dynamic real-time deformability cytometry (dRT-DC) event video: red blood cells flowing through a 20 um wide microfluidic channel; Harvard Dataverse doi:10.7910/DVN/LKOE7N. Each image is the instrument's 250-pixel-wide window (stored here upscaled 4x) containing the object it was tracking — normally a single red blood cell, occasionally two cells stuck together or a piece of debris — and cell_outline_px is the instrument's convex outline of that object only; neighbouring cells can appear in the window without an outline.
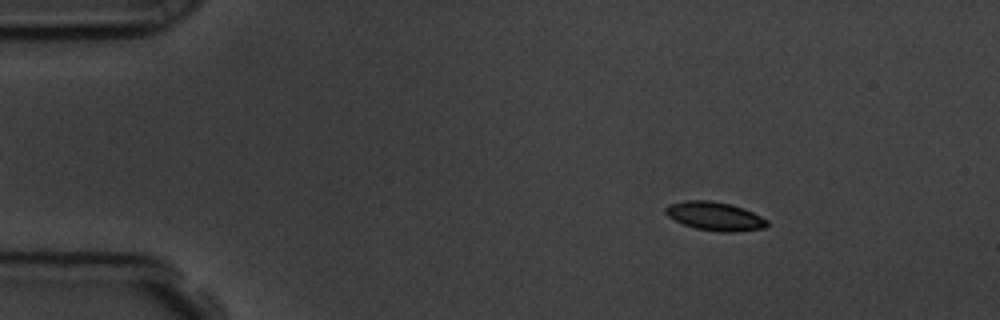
{"species": "common noctule bat (a hibernating species)", "species_latin": "Nyctalus noctula", "temperature_condition": "room temperature", "stored_images_in_passage": 52, "camera_frame_rate_fps": 3000, "um_per_image_px": 0.085, "animal": {"sex": "male", "body_mass_g": 19.5, "forearm_length_mm": 54.6}, "frame": {"image": 1, "passage_image": 3, "time_ms": 0.667, "image_size_px": [1000, 320], "cell_outline_px": [[768, 224], [764, 228], [736, 232], [720, 232], [696, 228], [684, 224], [668, 216], [664, 212], [664, 208], [668, 204], [684, 200], [708, 200], [728, 204], [752, 212], [768, 220]], "centroid_in_image_um": [60.73, 18.38], "position_along_channel_um": 24.3, "area_um2": 16.76}}
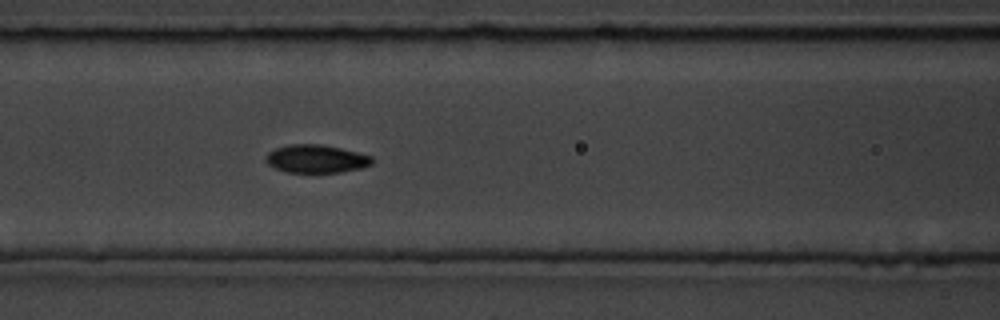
{"frame": {"image": 2, "passage_image": 19, "time_ms": 6.0, "image_size_px": [1000, 320], "cell_outline_px": [[372, 164], [360, 168], [340, 172], [288, 172], [276, 168], [268, 164], [264, 160], [264, 156], [268, 152], [276, 148], [288, 144], [320, 144], [340, 148], [372, 156]], "centroid_in_image_um": [26.83, 13.49], "position_along_channel_um": 139.8, "area_um2": 17.28}}
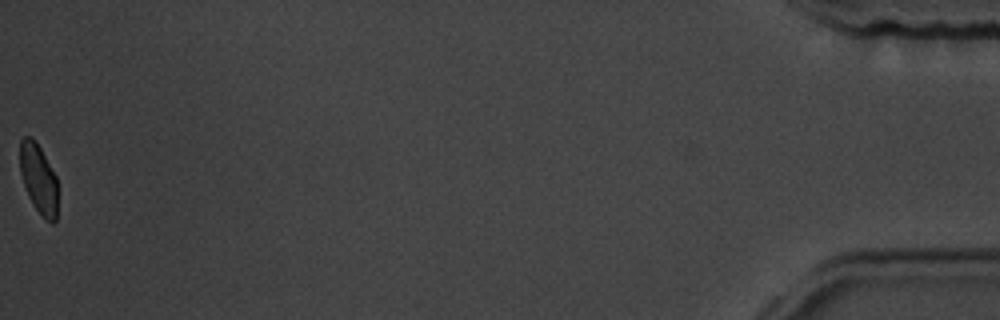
{"frame": {"image": 3, "passage_image": 52, "time_ms": 17.0, "image_size_px": [1000, 320], "cell_outline_px": [[56, 220], [52, 224], [32, 204], [28, 196], [20, 172], [20, 140], [24, 136], [32, 136], [40, 148], [56, 176]], "centroid_in_image_um": [3.25, 15.15], "position_along_channel_um": 431.9, "area_um2": 14.97}, "authors_computed_cell_mechanics": {"area_um2": 16.9932, "velocity_mm_per_s": 3.5762, "shape_relaxation_time_tau1_ms": 4.5805, "shape_relaxation_time_tau2_ms": 0.9633, "deformation_change_tau1": 0.1896, "deformation_change_tau2": 0.0425}}